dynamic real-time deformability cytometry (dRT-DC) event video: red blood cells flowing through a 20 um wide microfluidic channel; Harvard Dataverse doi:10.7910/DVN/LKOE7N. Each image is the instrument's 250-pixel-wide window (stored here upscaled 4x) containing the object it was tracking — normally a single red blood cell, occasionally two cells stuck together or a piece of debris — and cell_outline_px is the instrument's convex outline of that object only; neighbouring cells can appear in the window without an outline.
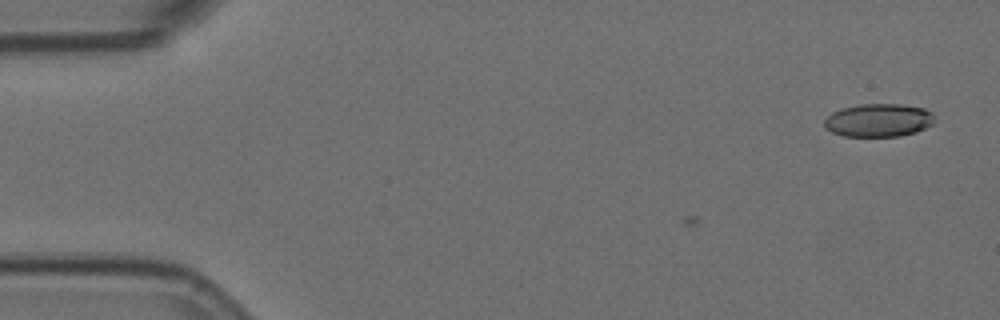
{"species": "Egyptian fruit bat (a non-hibernating species)", "species_latin": "Rousettus aegyptiacus", "temperature_condition": "room temperature", "stored_images_in_passage": 7, "camera_frame_rate_fps": 3000, "um_per_image_px": 0.085, "animal": {"sex": "female"}, "frame": {"image": 1, "passage_image": 1, "time_ms": 0.0, "image_size_px": [1000, 320], "cell_outline_px": [[932, 124], [916, 132], [900, 136], [844, 136], [832, 132], [824, 128], [824, 120], [832, 112], [840, 108], [860, 104], [900, 104], [924, 108], [932, 112]], "centroid_in_image_um": [74.64, 10.22], "position_along_channel_um": 10.4, "area_um2": 21.27}}